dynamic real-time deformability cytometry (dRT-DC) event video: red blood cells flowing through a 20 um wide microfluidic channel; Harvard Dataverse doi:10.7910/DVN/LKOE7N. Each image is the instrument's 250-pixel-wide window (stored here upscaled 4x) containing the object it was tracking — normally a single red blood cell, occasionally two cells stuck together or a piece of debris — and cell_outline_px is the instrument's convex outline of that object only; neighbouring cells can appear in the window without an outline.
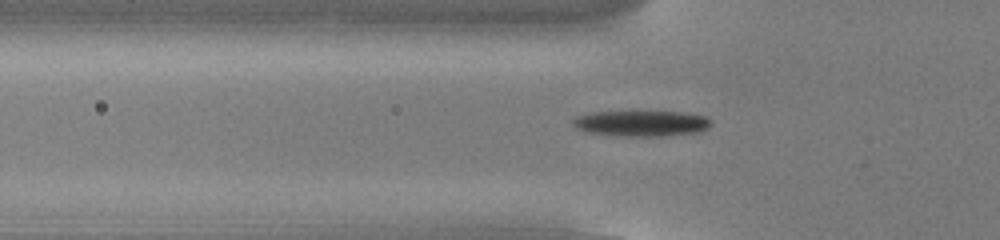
{"species": "common noctule bat (a hibernating species)", "species_latin": "Nyctalus noctula", "temperature_condition": "cold", "stored_images_in_passage": 55, "camera_frame_rate_fps": 3000, "um_per_image_px": 0.085, "animal": {"sex": "male", "body_mass_g": 13.0, "forearm_length_mm": 53.1}, "frame": {"image": 1, "passage_image": 19, "time_ms": 6.0, "image_size_px": [1000, 240], "cell_outline_px": [[712, 124], [708, 128], [700, 132], [668, 136], [612, 136], [588, 132], [576, 128], [572, 124], [572, 120], [576, 116], [592, 112], [680, 112], [708, 116], [712, 120]], "centroid_in_image_um": [54.55, 10.5], "position_along_channel_um": 71.2, "area_um2": 21.04}}
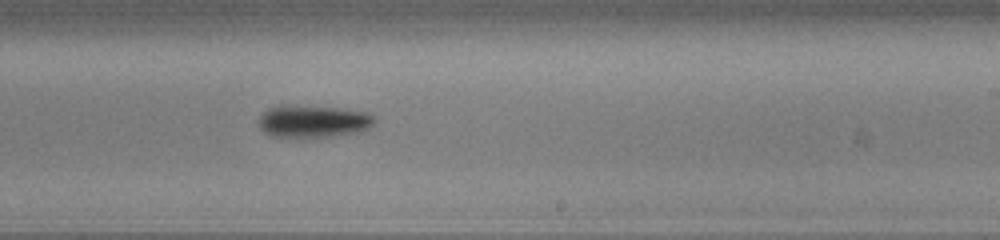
{"frame": {"image": 2, "passage_image": 34, "time_ms": 11.0, "image_size_px": [1000, 240], "cell_outline_px": [[376, 120], [368, 128], [360, 132], [332, 136], [272, 136], [264, 132], [260, 128], [260, 116], [268, 108], [280, 104], [340, 108], [364, 112], [376, 116]], "centroid_in_image_um": [26.63, 10.29], "position_along_channel_um": 262.4, "area_um2": 21.68}}
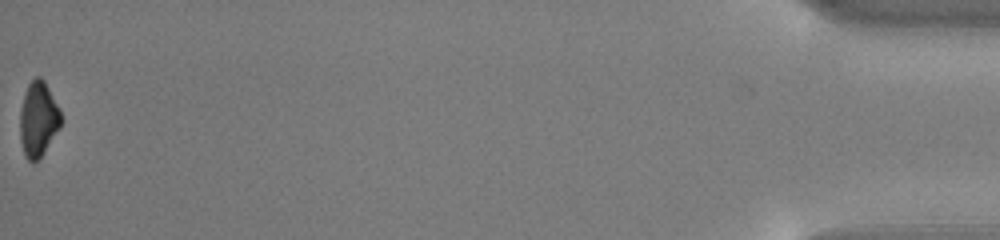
{"frame": {"image": 3, "passage_image": 55, "time_ms": 18.0, "image_size_px": [1000, 240], "cell_outline_px": [[64, 120], [40, 156], [32, 164], [24, 156], [20, 140], [20, 108], [28, 84], [36, 76], [40, 76], [44, 80], [60, 108]], "centroid_in_image_um": [3.25, 10.11], "position_along_channel_um": 431.9, "area_um2": 17.92}, "authors_computed_cell_mechanics": {"area_um2": 19.3052, "velocity_mm_per_s": 3.832, "shape_relaxation_time_tau1_ms": 1.6125, "shape_relaxation_time_tau2_ms": null, "deformation_change_tau1": 0.1097, "deformation_change_tau2": null}}